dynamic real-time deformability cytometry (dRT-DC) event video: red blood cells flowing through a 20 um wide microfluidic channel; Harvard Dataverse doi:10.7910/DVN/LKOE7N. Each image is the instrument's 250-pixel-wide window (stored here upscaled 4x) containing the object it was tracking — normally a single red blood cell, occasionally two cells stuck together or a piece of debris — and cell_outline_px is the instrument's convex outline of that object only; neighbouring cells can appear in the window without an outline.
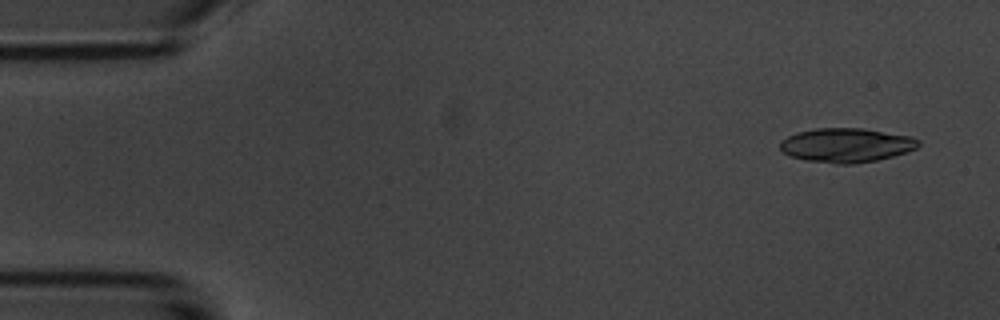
{"species": "common noctule bat (a hibernating species)", "species_latin": "Nyctalus noctula", "temperature_condition": "room temperature", "stored_images_in_passage": 6, "camera_frame_rate_fps": 3000, "um_per_image_px": 0.085, "animal": {"sex": "male", "body_mass_g": 20.1, "forearm_length_mm": 53.5}, "frame": {"image": 1, "passage_image": 1, "time_ms": 0.0, "image_size_px": [1000, 320], "cell_outline_px": [[920, 144], [916, 148], [892, 156], [876, 160], [856, 164], [836, 164], [808, 160], [792, 156], [784, 152], [780, 148], [780, 140], [796, 132], [816, 128], [864, 128], [912, 136], [920, 140]], "centroid_in_image_um": [71.95, 12.33], "position_along_channel_um": 13.1, "area_um2": 27.57}}